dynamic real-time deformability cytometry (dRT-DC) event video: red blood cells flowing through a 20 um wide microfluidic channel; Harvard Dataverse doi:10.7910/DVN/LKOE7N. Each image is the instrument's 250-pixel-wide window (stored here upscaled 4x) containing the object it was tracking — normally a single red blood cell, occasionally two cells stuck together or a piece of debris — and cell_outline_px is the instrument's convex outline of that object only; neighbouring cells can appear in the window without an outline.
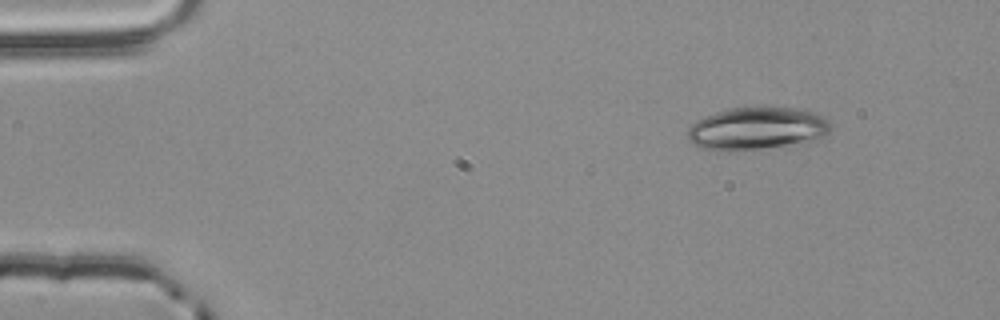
{"species": "common noctule bat (a hibernating species)", "species_latin": "Nyctalus noctula", "temperature_condition": "room temperature", "stored_images_in_passage": 3, "camera_frame_rate_fps": 3000, "um_per_image_px": 0.085, "animal": {"sex": "male", "body_mass_g": 20.4}, "frame": {"image": 1, "passage_image": 1, "time_ms": 0.0, "image_size_px": [1000, 320], "cell_outline_px": [[832, 128], [824, 136], [808, 144], [764, 148], [716, 152], [704, 148], [688, 140], [688, 128], [696, 120], [704, 116], [728, 108], [752, 104], [768, 104], [796, 108], [816, 112], [824, 116], [832, 124]], "centroid_in_image_um": [64.41, 10.88], "position_along_channel_um": 20.6, "area_um2": 37.22}}